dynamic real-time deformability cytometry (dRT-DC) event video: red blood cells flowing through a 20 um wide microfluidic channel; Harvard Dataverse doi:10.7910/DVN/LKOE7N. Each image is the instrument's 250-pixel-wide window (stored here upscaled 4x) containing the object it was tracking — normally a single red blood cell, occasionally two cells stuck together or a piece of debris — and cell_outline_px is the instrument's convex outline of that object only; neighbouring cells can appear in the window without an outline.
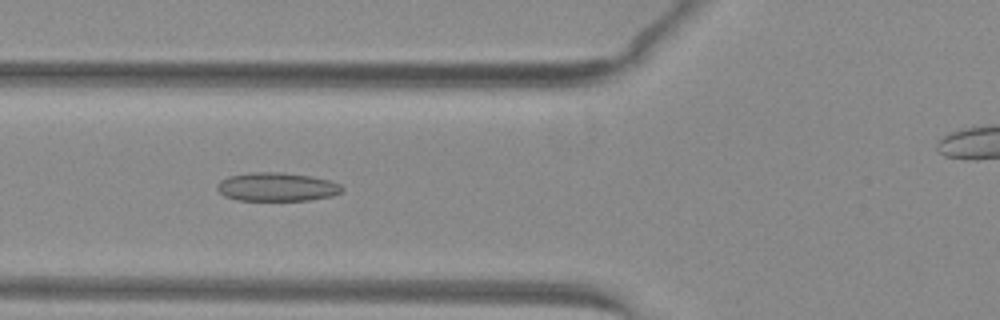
{"species": "common noctule bat (a hibernating species)", "species_latin": "Nyctalus noctula", "temperature_condition": "warm", "stored_images_in_passage": 33, "camera_frame_rate_fps": 3000, "um_per_image_px": 0.085, "animal": {"sex": "female", "body_mass_g": 29.2, "forearm_length_mm": 56.3}, "frame": {"image": 1, "passage_image": 6, "time_ms": 1.667, "image_size_px": [1000, 320], "cell_outline_px": [[344, 188], [340, 192], [332, 196], [308, 200], [236, 200], [224, 196], [216, 188], [216, 184], [220, 180], [228, 176], [252, 172], [280, 172], [312, 176], [328, 180], [340, 184]], "centroid_in_image_um": [23.5, 15.88], "position_along_channel_um": 102.3, "area_um2": 20.87}}
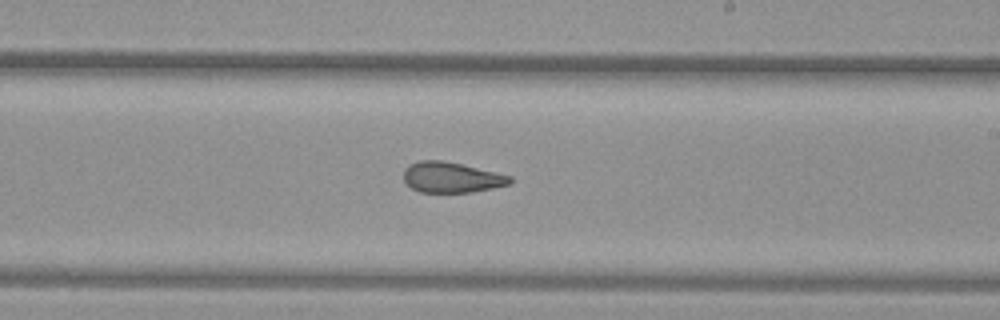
{"frame": {"image": 2, "passage_image": 17, "time_ms": 5.333, "image_size_px": [1000, 320], "cell_outline_px": [[512, 180], [508, 184], [492, 188], [472, 192], [420, 192], [412, 188], [404, 180], [404, 168], [408, 164], [420, 160], [440, 160], [460, 164], [512, 176]], "centroid_in_image_um": [38.34, 15.07], "position_along_channel_um": 250.7, "area_um2": 18.73}}
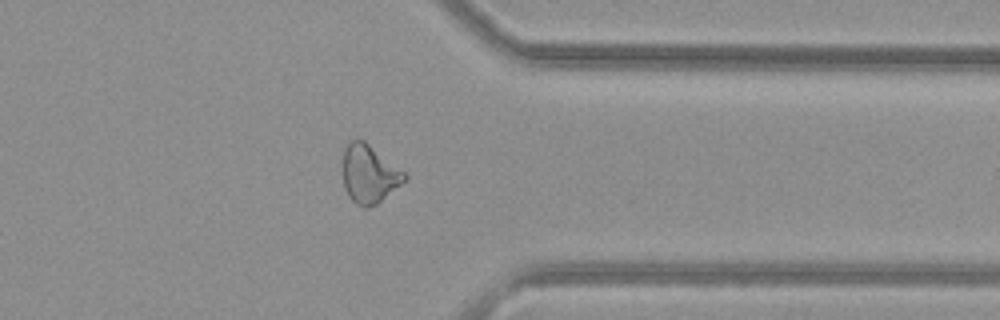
{"frame": {"image": 3, "passage_image": 27, "time_ms": 8.667, "image_size_px": [1000, 320], "cell_outline_px": [[408, 176], [400, 184], [376, 204], [368, 208], [364, 208], [356, 204], [348, 196], [344, 188], [344, 148], [348, 140], [364, 140], [404, 172]], "centroid_in_image_um": [31.35, 14.79], "position_along_channel_um": 380.1, "area_um2": 20.52}, "authors_computed_cell_mechanics": {"area_um2": 20.1144, "velocity_mm_per_s": 4.0406, "shape_relaxation_time_tau1_ms": null, "shape_relaxation_time_tau2_ms": 1.8067, "deformation_change_tau1": null, "deformation_change_tau2": 0.0975}}